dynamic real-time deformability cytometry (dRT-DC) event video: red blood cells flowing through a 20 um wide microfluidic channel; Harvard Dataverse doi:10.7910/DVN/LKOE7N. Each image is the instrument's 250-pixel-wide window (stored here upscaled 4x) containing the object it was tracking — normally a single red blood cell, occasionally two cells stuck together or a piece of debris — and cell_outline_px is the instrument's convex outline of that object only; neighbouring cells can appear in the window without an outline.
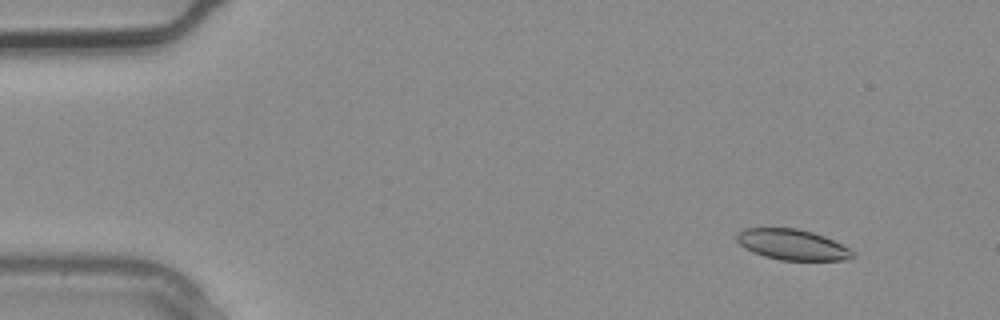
{"species": "common noctule bat (a hibernating species)", "species_latin": "Nyctalus noctula", "temperature_condition": "warm", "stored_images_in_passage": 5, "camera_frame_rate_fps": 3000, "um_per_image_px": 0.085, "animal": {"sex": "male", "body_mass_g": 20.4}, "frame": {"image": 1, "passage_image": 1, "time_ms": 0.0, "image_size_px": [1000, 320], "cell_outline_px": [[856, 256], [852, 260], [780, 260], [764, 256], [752, 252], [744, 248], [736, 240], [736, 232], [744, 228], [796, 228], [812, 232], [824, 236], [848, 248]], "centroid_in_image_um": [67.32, 20.8], "position_along_channel_um": 17.7, "area_um2": 20.75}}